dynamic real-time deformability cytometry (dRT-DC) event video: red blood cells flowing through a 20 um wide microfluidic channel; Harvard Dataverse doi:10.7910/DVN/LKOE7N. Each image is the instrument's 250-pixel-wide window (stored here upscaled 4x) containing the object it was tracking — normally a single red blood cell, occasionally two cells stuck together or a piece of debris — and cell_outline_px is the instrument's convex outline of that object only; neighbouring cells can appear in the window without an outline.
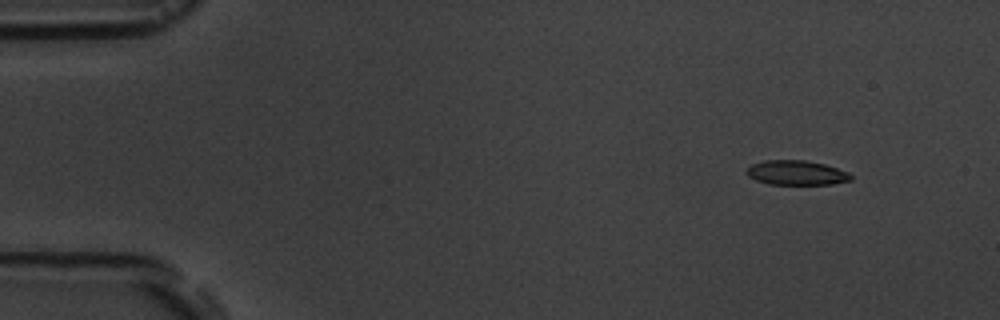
{"species": "common noctule bat (a hibernating species)", "species_latin": "Nyctalus noctula", "temperature_condition": "room temperature", "stored_images_in_passage": 6, "camera_frame_rate_fps": 3000, "um_per_image_px": 0.085, "animal": {"sex": "male", "body_mass_g": 19.5, "forearm_length_mm": 54.6}, "frame": {"image": 1, "passage_image": 2, "time_ms": 1.333, "image_size_px": [1000, 320], "cell_outline_px": [[852, 180], [832, 184], [768, 184], [756, 180], [748, 176], [744, 172], [752, 164], [764, 160], [804, 160], [824, 164], [848, 172], [852, 176]], "centroid_in_image_um": [67.67, 14.68], "position_along_channel_um": 17.3, "area_um2": 14.91}}
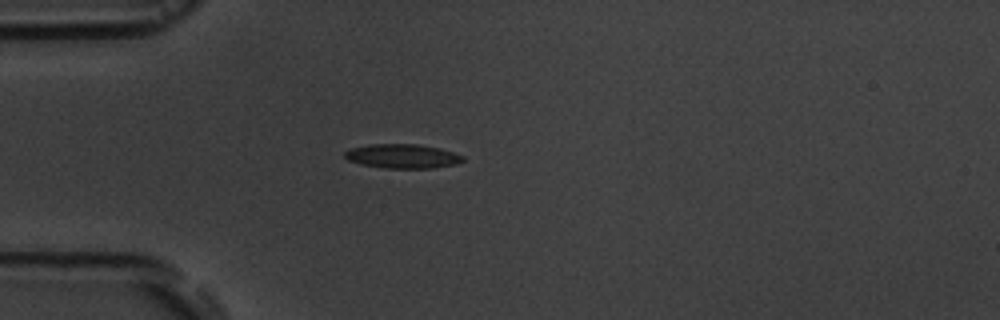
{"frame": {"image": 2, "passage_image": 5, "time_ms": 4.667, "image_size_px": [1000, 320], "cell_outline_px": [[464, 160], [456, 164], [432, 168], [384, 168], [360, 164], [348, 160], [344, 156], [344, 152], [352, 148], [368, 144], [416, 144], [440, 148], [464, 156]], "centroid_in_image_um": [34.2, 13.27], "position_along_channel_um": 50.8, "area_um2": 16.65}}